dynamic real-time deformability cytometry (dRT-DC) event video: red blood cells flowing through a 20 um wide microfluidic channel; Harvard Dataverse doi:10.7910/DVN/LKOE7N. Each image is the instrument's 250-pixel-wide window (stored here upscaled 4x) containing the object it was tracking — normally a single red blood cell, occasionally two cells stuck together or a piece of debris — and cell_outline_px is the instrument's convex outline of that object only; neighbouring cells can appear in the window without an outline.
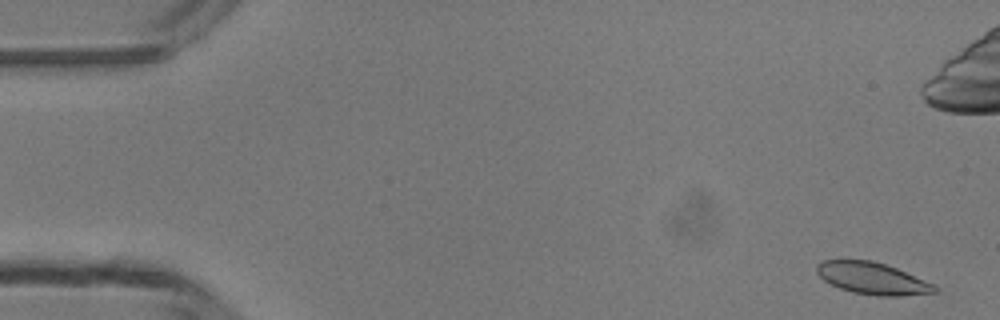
{"species": "common noctule bat (a hibernating species)", "species_latin": "Nyctalus noctula", "temperature_condition": "room temperature", "stored_images_in_passage": 50, "camera_frame_rate_fps": 3000, "um_per_image_px": 0.085, "animal": {"sex": "male", "body_mass_g": 13.3}, "frame": {"image": 1, "passage_image": 2, "time_ms": 0.333, "image_size_px": [1000, 320], "cell_outline_px": [[940, 292], [900, 296], [876, 296], [852, 292], [840, 288], [824, 280], [816, 272], [816, 264], [820, 260], [872, 260], [896, 268], [932, 284], [940, 288]], "centroid_in_image_um": [74.14, 23.67], "position_along_channel_um": 10.9, "area_um2": 21.85}}
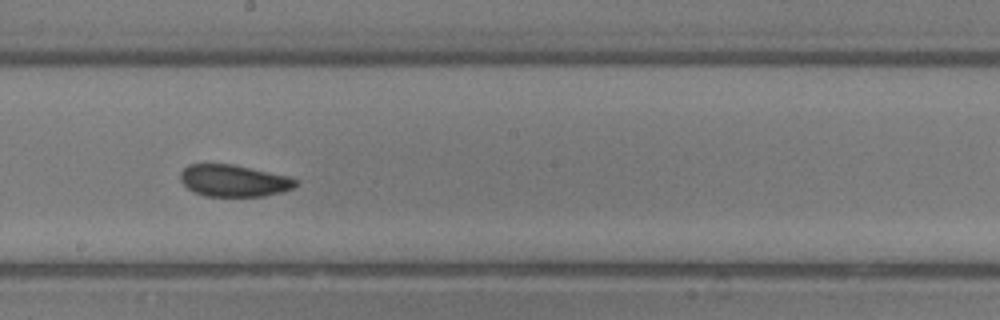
{"frame": {"image": 2, "passage_image": 27, "time_ms": 8.667, "image_size_px": [1000, 320], "cell_outline_px": [[300, 180], [296, 188], [284, 192], [264, 196], [204, 196], [192, 192], [180, 180], [180, 172], [188, 164], [232, 164], [288, 176]], "centroid_in_image_um": [19.91, 15.37], "position_along_channel_um": 228.3, "area_um2": 21.68}}
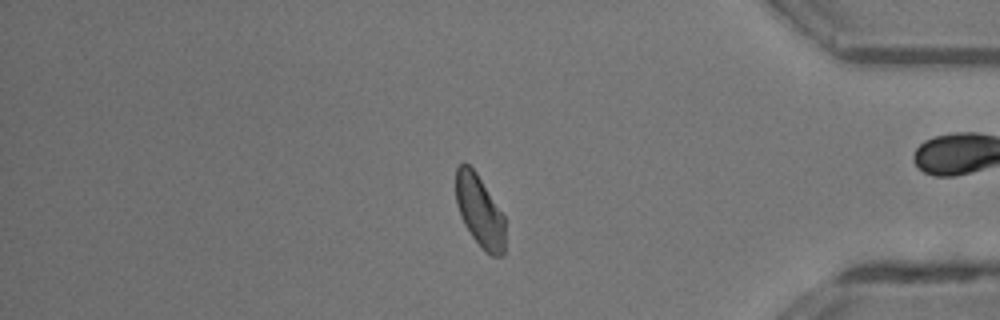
{"frame": {"image": 3, "passage_image": 41, "time_ms": 13.333, "image_size_px": [1000, 320], "cell_outline_px": [[504, 256], [492, 256], [472, 236], [464, 224], [460, 216], [456, 204], [456, 168], [460, 164], [468, 164], [476, 172], [504, 216]], "centroid_in_image_um": [40.76, 17.93], "position_along_channel_um": 394.4, "area_um2": 20.23}, "authors_computed_cell_mechanics": {"area_um2": 21.8195, "velocity_mm_per_s": 4.2122, "shape_relaxation_time_tau1_ms": 4.2979, "shape_relaxation_time_tau2_ms": 1.8546, "deformation_change_tau1": 0.1066, "deformation_change_tau2": 0.0676}}